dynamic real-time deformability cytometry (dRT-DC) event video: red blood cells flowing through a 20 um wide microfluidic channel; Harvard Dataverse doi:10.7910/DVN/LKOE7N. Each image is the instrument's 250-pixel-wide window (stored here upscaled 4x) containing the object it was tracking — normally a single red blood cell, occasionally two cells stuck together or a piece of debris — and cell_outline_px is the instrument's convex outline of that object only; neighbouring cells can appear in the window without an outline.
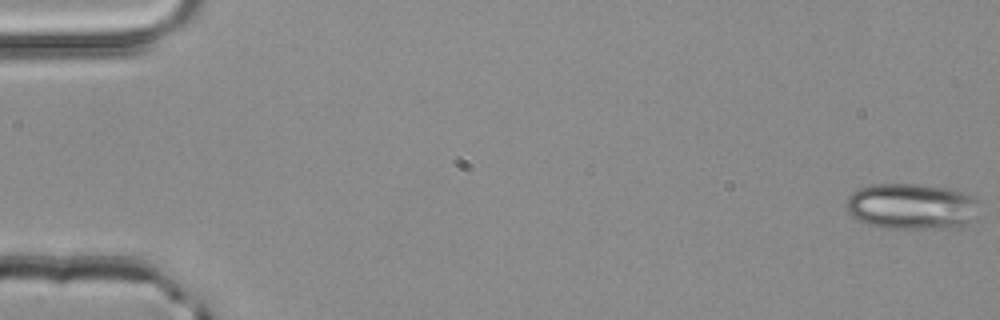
{"species": "common noctule bat (a hibernating species)", "species_latin": "Nyctalus noctula", "temperature_condition": "room temperature", "stored_images_in_passage": 7, "camera_frame_rate_fps": 3000, "um_per_image_px": 0.085, "animal": {"sex": "male", "body_mass_g": 20.4}, "frame": {"image": 1, "passage_image": 1, "time_ms": 0.0, "image_size_px": [1000, 320], "cell_outline_px": [[976, 200], [968, 220], [960, 228], [884, 228], [868, 224], [856, 220], [848, 212], [848, 196], [852, 192], [860, 188], [872, 184], [916, 184], [952, 188], [968, 192], [976, 196]], "centroid_in_image_um": [77.43, 17.52], "position_along_channel_um": 7.6, "area_um2": 35.37}}